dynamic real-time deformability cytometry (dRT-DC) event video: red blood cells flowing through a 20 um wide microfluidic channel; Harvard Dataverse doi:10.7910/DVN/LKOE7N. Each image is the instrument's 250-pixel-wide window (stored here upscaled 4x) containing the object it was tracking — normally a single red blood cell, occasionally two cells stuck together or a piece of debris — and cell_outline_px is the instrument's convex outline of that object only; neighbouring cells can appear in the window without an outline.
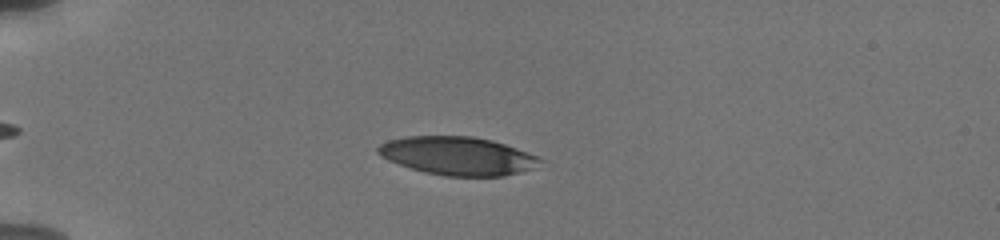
{"species": "human", "species_latin": "Homo sapiens", "temperature_condition": "cold", "stored_images_in_passage": 11, "camera_frame_rate_fps": 3000, "um_per_image_px": 0.085, "donor": {"sex": "male"}, "frame": {"image": 1, "passage_image": 5, "time_ms": 2.667, "image_size_px": [1000, 240], "cell_outline_px": [[544, 160], [520, 172], [504, 176], [444, 176], [424, 172], [388, 160], [380, 156], [376, 152], [376, 148], [380, 144], [388, 140], [404, 136], [472, 136], [492, 140], [516, 148], [536, 156]], "centroid_in_image_um": [38.83, 13.24], "position_along_channel_um": 46.2, "area_um2": 35.89}}
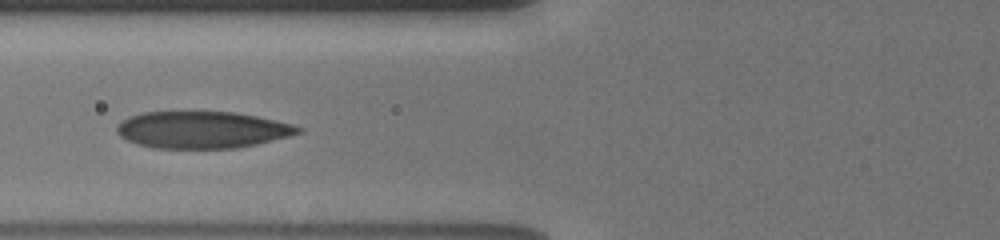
{"frame": {"image": 2, "passage_image": 10, "time_ms": 5.333, "image_size_px": [1000, 240], "cell_outline_px": [[304, 132], [256, 144], [236, 148], [152, 148], [136, 144], [120, 136], [116, 132], [116, 128], [124, 120], [132, 116], [144, 112], [236, 112], [276, 120], [292, 124], [304, 128]], "centroid_in_image_um": [17.21, 11.04], "position_along_channel_um": 108.6, "area_um2": 38.84}}